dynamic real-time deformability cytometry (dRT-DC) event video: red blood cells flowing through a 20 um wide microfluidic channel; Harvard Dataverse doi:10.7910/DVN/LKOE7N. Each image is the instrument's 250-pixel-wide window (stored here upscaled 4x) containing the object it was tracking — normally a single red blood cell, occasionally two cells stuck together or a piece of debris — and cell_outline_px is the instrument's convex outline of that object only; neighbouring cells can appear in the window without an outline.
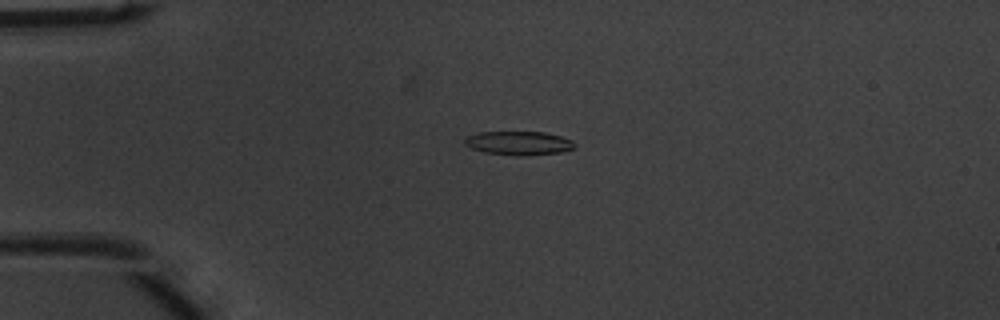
{"species": "common noctule bat (a hibernating species)", "species_latin": "Nyctalus noctula", "temperature_condition": "warm", "stored_images_in_passage": 40, "camera_frame_rate_fps": 3000, "um_per_image_px": 0.085, "animal": {"sex": "male", "body_mass_g": 20.1, "forearm_length_mm": 53.5}, "frame": {"image": 1, "passage_image": 2, "time_ms": 0.333, "image_size_px": [1000, 320], "cell_outline_px": [[576, 148], [560, 152], [520, 156], [516, 156], [484, 152], [472, 148], [464, 144], [464, 140], [468, 136], [480, 132], [544, 132], [560, 136], [572, 140], [576, 144]], "centroid_in_image_um": [44.11, 12.17], "position_along_channel_um": 40.9, "area_um2": 15.2}}
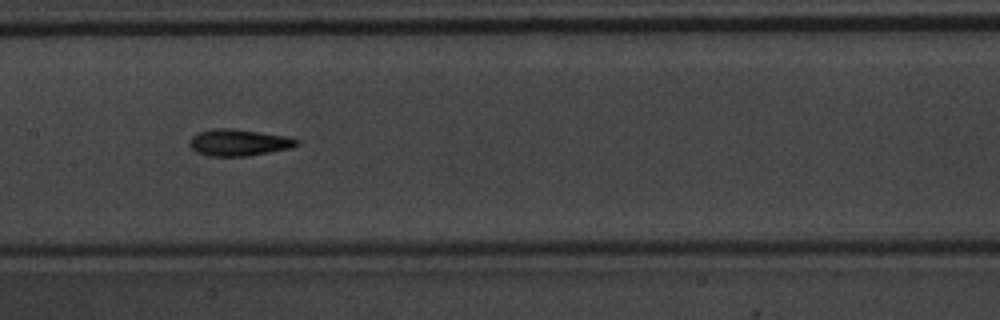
{"frame": {"image": 2, "passage_image": 15, "time_ms": 4.667, "image_size_px": [1000, 320], "cell_outline_px": [[300, 144], [292, 148], [248, 156], [208, 156], [196, 152], [188, 144], [188, 140], [192, 136], [200, 132], [212, 128], [232, 128], [288, 136], [300, 140]], "centroid_in_image_um": [20.31, 12.11], "position_along_channel_um": 187.1, "area_um2": 16.88}}
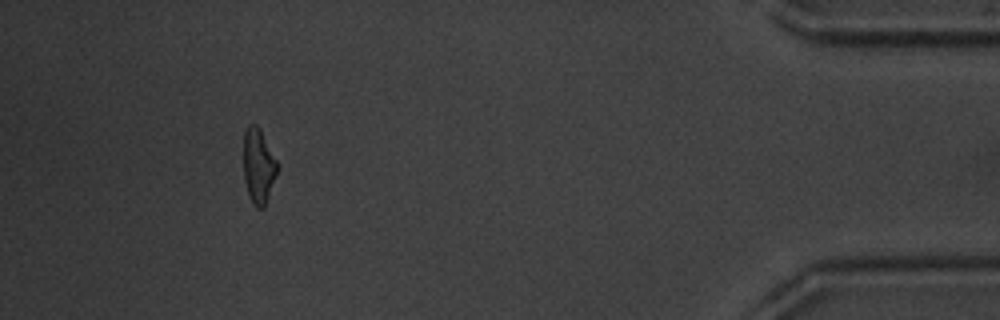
{"frame": {"image": 3, "passage_image": 36, "time_ms": 11.667, "image_size_px": [1000, 320], "cell_outline_px": [[276, 176], [264, 208], [256, 208], [252, 204], [248, 196], [244, 180], [244, 132], [248, 124], [256, 124], [260, 128], [276, 160]], "centroid_in_image_um": [21.94, 14.13], "position_along_channel_um": 413.3, "area_um2": 14.68}, "authors_computed_cell_mechanics": {"area_um2": 15.6638, "velocity_mm_per_s": 4.0607, "shape_relaxation_time_tau1_ms": 3.7036, "shape_relaxation_time_tau2_ms": 2.6384, "deformation_change_tau1": 0.1563, "deformation_change_tau2": 0.121}}